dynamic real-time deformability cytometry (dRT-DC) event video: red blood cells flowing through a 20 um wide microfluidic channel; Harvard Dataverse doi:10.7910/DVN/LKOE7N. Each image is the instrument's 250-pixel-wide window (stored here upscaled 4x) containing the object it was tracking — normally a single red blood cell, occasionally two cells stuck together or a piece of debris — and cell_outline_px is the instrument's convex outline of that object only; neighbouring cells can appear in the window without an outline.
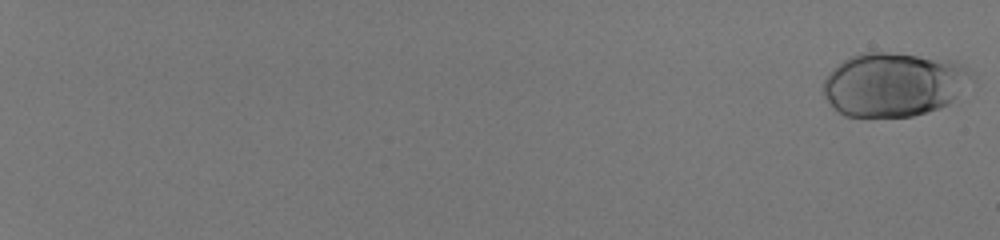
{"species": "human", "species_latin": "Homo sapiens", "temperature_condition": "room temperature", "stored_images_in_passage": 57, "camera_frame_rate_fps": 3000, "um_per_image_px": 0.085, "donor": {"sex": "male"}, "frame": {"image": 1, "passage_image": 1, "time_ms": 0.0, "image_size_px": [1000, 240], "cell_outline_px": [[976, 80], [948, 104], [940, 108], [928, 112], [912, 116], [844, 116], [824, 96], [824, 80], [832, 68], [848, 56], [860, 52], [884, 52], [956, 60], [968, 68], [972, 72]], "centroid_in_image_um": [76.03, 7.15], "position_along_channel_um": 9.0, "area_um2": 55.72}}
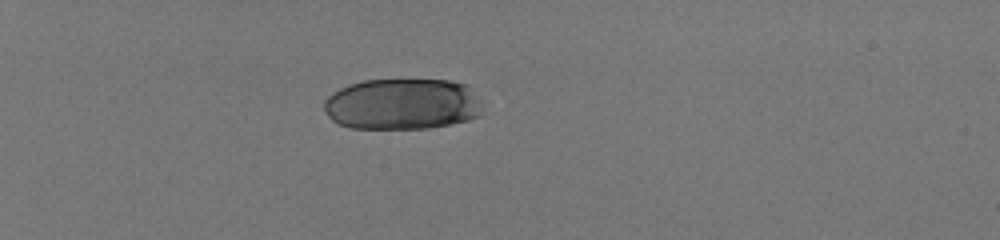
{"frame": {"image": 2, "passage_image": 21, "time_ms": 6.667, "image_size_px": [1000, 240], "cell_outline_px": [[480, 116], [468, 120], [428, 128], [348, 128], [336, 124], [328, 116], [324, 108], [324, 100], [332, 92], [340, 88], [364, 80], [448, 80], [464, 84], [476, 100], [480, 112]], "centroid_in_image_um": [34.09, 8.86], "position_along_channel_um": 50.9, "area_um2": 46.76}}
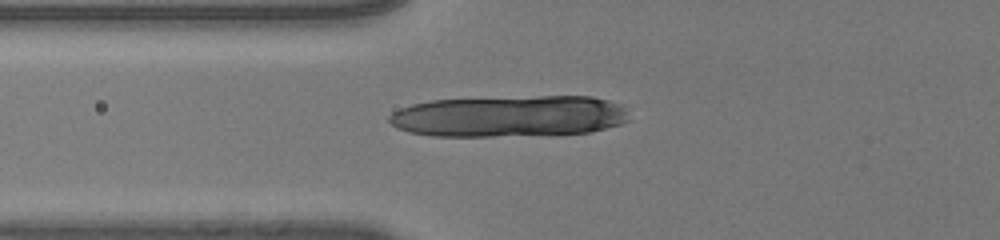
{"frame": {"image": 3, "passage_image": 28, "time_ms": 9.0, "image_size_px": [1000, 240], "cell_outline_px": [[628, 120], [620, 124], [588, 132], [556, 136], [432, 136], [408, 132], [396, 128], [388, 120], [388, 116], [392, 112], [400, 108], [412, 104], [432, 100], [540, 96], [592, 96], [608, 100], [620, 104], [624, 108]], "centroid_in_image_um": [43.28, 9.89], "position_along_channel_um": 82.5, "area_um2": 58.49}}